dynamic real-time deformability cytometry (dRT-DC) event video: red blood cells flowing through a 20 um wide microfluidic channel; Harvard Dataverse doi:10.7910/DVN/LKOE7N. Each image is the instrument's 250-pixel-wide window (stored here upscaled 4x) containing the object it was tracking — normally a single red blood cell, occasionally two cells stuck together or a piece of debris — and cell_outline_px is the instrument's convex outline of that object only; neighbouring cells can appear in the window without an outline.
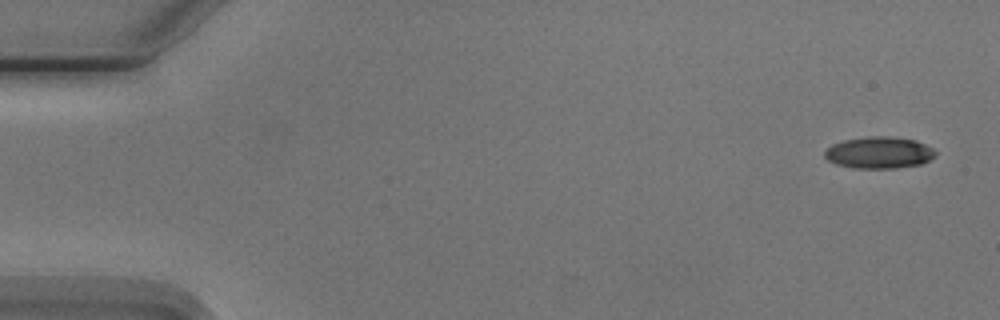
{"species": "Egyptian fruit bat (a non-hibernating species)", "species_latin": "Rousettus aegyptiacus", "temperature_condition": "cold", "stored_images_in_passage": 5, "camera_frame_rate_fps": 3000, "um_per_image_px": 0.085, "animal": {"sex": "male"}, "frame": {"image": 1, "passage_image": 1, "time_ms": 0.0, "image_size_px": [1000, 320], "cell_outline_px": [[936, 156], [920, 164], [896, 168], [852, 168], [836, 164], [828, 160], [824, 156], [824, 152], [832, 144], [844, 140], [864, 136], [888, 136], [916, 140], [932, 148], [936, 152]], "centroid_in_image_um": [74.71, 12.97], "position_along_channel_um": 10.3, "area_um2": 20.52}}
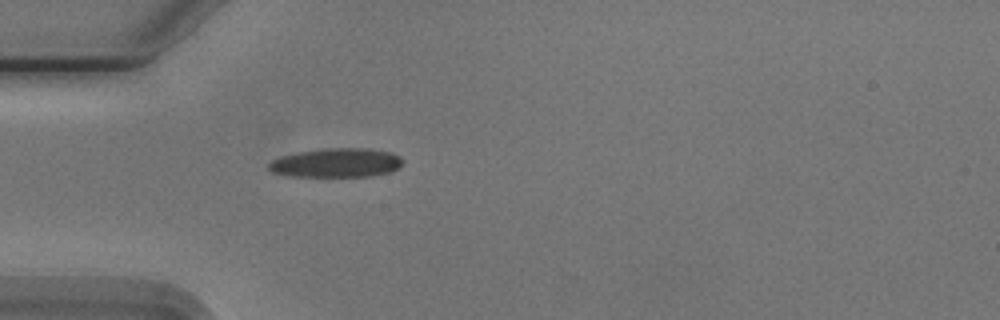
{"frame": {"image": 2, "passage_image": 5, "time_ms": 4.667, "image_size_px": [1000, 320], "cell_outline_px": [[404, 160], [400, 168], [388, 172], [368, 176], [292, 176], [272, 172], [268, 168], [268, 164], [272, 160], [280, 156], [296, 152], [324, 148], [368, 148], [392, 152], [400, 156]], "centroid_in_image_um": [28.61, 13.82], "position_along_channel_um": 56.4, "area_um2": 22.83}}